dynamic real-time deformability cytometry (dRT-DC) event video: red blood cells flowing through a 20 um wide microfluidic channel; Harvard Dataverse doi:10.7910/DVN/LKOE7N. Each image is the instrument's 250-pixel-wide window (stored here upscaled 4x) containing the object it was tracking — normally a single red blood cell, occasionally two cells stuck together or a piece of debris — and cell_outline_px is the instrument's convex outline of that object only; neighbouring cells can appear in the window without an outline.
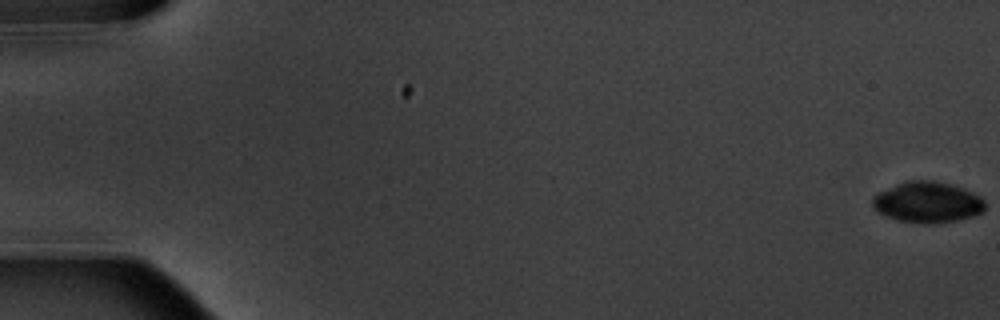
{"species": "common noctule bat (a hibernating species)", "species_latin": "Nyctalus noctula", "temperature_condition": "warm", "stored_images_in_passage": 6, "camera_frame_rate_fps": 3000, "um_per_image_px": 0.085, "animal": {"sex": "male", "body_mass_g": 20.1, "forearm_length_mm": 53.5}, "frame": {"image": 1, "passage_image": 1, "time_ms": 0.0, "image_size_px": [1000, 320], "cell_outline_px": [[984, 212], [972, 216], [956, 220], [936, 224], [924, 224], [896, 220], [884, 216], [876, 212], [872, 208], [872, 196], [904, 180], [932, 180], [952, 184], [964, 188], [980, 196], [984, 200]], "centroid_in_image_um": [78.81, 17.19], "position_along_channel_um": 6.2, "area_um2": 27.28}}
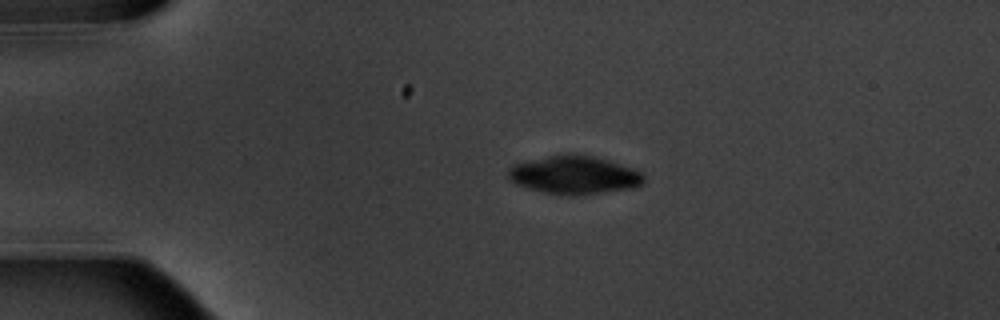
{"frame": {"image": 2, "passage_image": 4, "time_ms": 4.333, "image_size_px": [1000, 320], "cell_outline_px": [[644, 180], [640, 184], [632, 188], [604, 192], [572, 196], [568, 196], [544, 192], [528, 188], [516, 184], [508, 180], [508, 168], [512, 164], [548, 156], [568, 152], [592, 156], [608, 160], [632, 168], [640, 172], [644, 176]], "centroid_in_image_um": [48.76, 14.87], "position_along_channel_um": 36.2, "area_um2": 30.29}}